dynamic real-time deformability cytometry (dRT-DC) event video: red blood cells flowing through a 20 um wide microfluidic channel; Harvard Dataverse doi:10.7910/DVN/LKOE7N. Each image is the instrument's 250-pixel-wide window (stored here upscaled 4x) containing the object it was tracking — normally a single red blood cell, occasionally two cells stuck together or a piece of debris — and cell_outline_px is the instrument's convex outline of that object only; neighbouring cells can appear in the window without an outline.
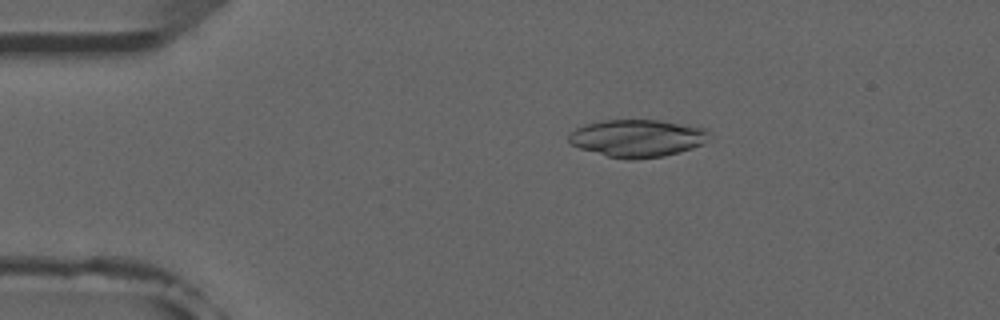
{"species": "common noctule bat (a hibernating species)", "species_latin": "Nyctalus noctula", "temperature_condition": "room temperature", "stored_images_in_passage": 6, "camera_frame_rate_fps": 3000, "um_per_image_px": 0.085, "animal": {"sex": "male", "forearm_length_mm": 52.5}, "frame": {"image": 1, "passage_image": 3, "time_ms": 2.333, "image_size_px": [1000, 320], "cell_outline_px": [[712, 132], [700, 144], [692, 148], [680, 152], [664, 156], [632, 160], [628, 160], [608, 156], [580, 148], [568, 144], [568, 136], [576, 128], [584, 124], [600, 120], [660, 120], [708, 128]], "centroid_in_image_um": [54.16, 11.74], "position_along_channel_um": 30.8, "area_um2": 30.81}}
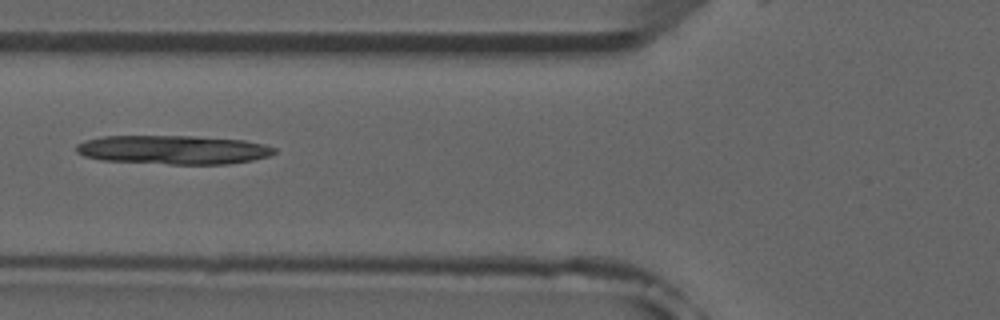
{"frame": {"image": 2, "passage_image": 6, "time_ms": 5.667, "image_size_px": [1000, 320], "cell_outline_px": [[276, 152], [268, 156], [252, 160], [228, 164], [168, 164], [100, 160], [84, 156], [76, 152], [76, 144], [84, 140], [104, 136], [196, 136], [244, 140], [264, 144], [276, 148]], "centroid_in_image_um": [14.71, 12.73], "position_along_channel_um": 111.1, "area_um2": 33.52}}